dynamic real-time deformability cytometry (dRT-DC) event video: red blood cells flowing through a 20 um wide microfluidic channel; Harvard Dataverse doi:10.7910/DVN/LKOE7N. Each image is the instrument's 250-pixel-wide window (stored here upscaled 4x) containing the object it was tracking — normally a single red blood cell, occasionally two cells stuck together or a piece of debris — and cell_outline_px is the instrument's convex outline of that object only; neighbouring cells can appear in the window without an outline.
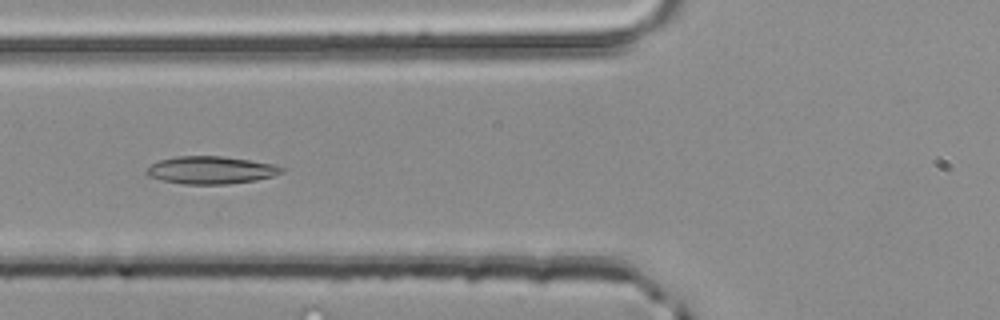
{"species": "common noctule bat (a hibernating species)", "species_latin": "Nyctalus noctula", "temperature_condition": "room temperature", "stored_images_in_passage": 21, "camera_frame_rate_fps": 3000, "um_per_image_px": 0.085, "animal": {"sex": "male", "body_mass_g": 20.4}, "frame": {"image": 1, "passage_image": 8, "time_ms": 2.333, "image_size_px": [1000, 320], "cell_outline_px": [[288, 168], [284, 172], [272, 176], [256, 180], [228, 184], [184, 184], [160, 180], [148, 176], [144, 172], [152, 164], [160, 160], [176, 156], [220, 156], [248, 160], [272, 164]], "centroid_in_image_um": [17.93, 14.46], "position_along_channel_um": 107.9, "area_um2": 21.73}}
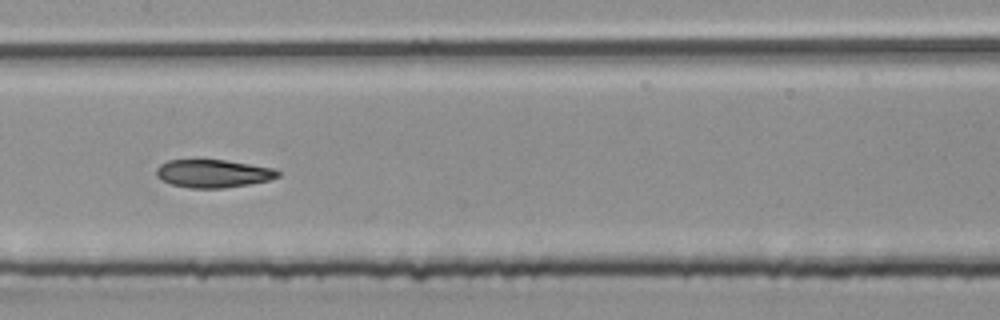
{"frame": {"image": 2, "passage_image": 14, "time_ms": 4.333, "image_size_px": [1000, 320], "cell_outline_px": [[280, 176], [268, 180], [248, 184], [224, 188], [192, 188], [172, 184], [160, 180], [156, 176], [156, 168], [160, 164], [168, 160], [224, 160], [272, 168], [280, 172]], "centroid_in_image_um": [18.07, 14.75], "position_along_channel_um": 189.3, "area_um2": 19.65}}
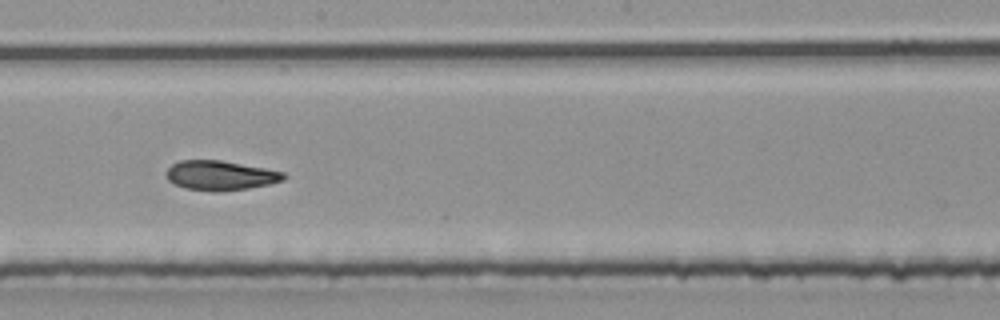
{"frame": {"image": 3, "passage_image": 17, "time_ms": 5.333, "image_size_px": [1000, 320], "cell_outline_px": [[288, 176], [284, 180], [268, 184], [248, 188], [220, 192], [212, 192], [184, 188], [168, 180], [168, 168], [172, 164], [180, 160], [220, 160], [264, 168], [284, 172]], "centroid_in_image_um": [18.75, 14.92], "position_along_channel_um": 229.4, "area_um2": 20.17}}